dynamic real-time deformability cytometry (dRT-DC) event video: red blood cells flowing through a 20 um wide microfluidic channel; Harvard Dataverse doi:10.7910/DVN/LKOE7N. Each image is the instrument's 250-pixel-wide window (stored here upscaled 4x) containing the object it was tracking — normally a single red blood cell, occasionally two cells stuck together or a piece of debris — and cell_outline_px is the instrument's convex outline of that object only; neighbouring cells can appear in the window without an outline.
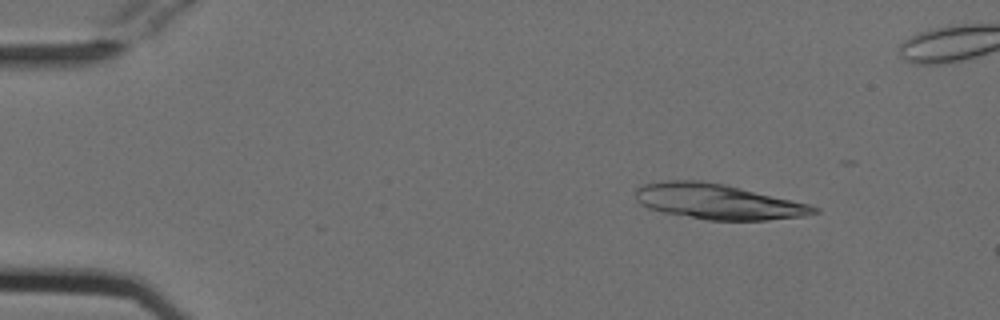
{"species": "Egyptian fruit bat (a non-hibernating species)", "species_latin": "Rousettus aegyptiacus", "temperature_condition": "cold", "stored_images_in_passage": 14, "camera_frame_rate_fps": 3000, "um_per_image_px": 0.085, "animal": {"sex": "female"}, "frame": {"image": 1, "passage_image": 7, "time_ms": 2.0, "image_size_px": [1000, 320], "cell_outline_px": [[820, 212], [804, 216], [768, 220], [708, 220], [664, 212], [648, 208], [640, 204], [636, 200], [636, 188], [644, 184], [664, 180], [700, 180], [724, 184], [808, 204], [820, 208]], "centroid_in_image_um": [61.0, 17.13], "position_along_channel_um": 24.0, "area_um2": 36.47}}